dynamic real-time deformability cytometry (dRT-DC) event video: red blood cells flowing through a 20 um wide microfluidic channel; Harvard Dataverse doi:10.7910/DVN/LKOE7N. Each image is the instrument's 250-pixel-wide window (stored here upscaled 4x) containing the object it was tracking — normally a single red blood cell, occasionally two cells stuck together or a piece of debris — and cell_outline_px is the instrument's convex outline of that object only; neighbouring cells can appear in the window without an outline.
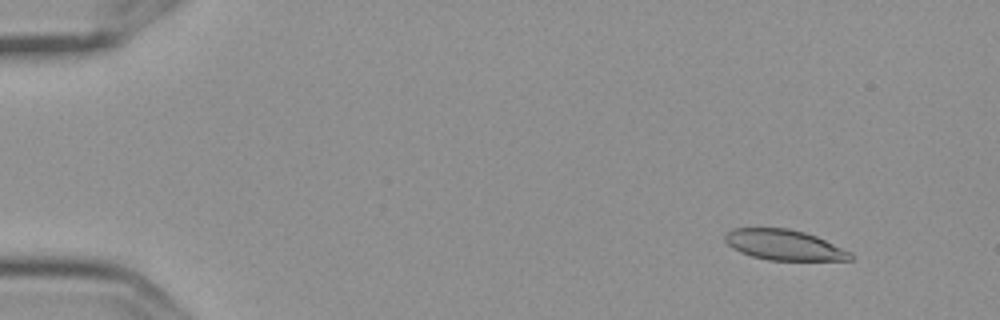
{"species": "Egyptian fruit bat (a non-hibernating species)", "species_latin": "Rousettus aegyptiacus", "temperature_condition": "cold", "stored_images_in_passage": 6, "camera_frame_rate_fps": 3000, "um_per_image_px": 0.085, "frame": {"image": 1, "passage_image": 2, "time_ms": 0.333, "image_size_px": [1000, 320], "cell_outline_px": [[852, 260], [768, 260], [752, 256], [740, 252], [732, 248], [724, 240], [724, 236], [732, 228], [788, 228], [804, 232], [816, 236], [852, 252]], "centroid_in_image_um": [66.64, 20.82], "position_along_channel_um": 18.4, "area_um2": 22.2}}
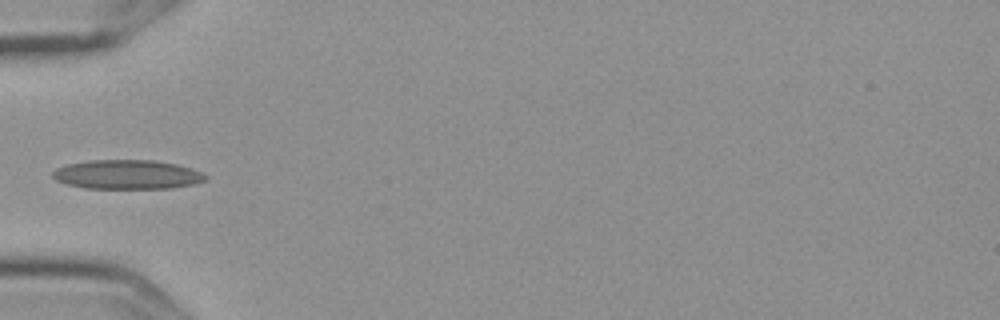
{"frame": {"image": 2, "passage_image": 6, "time_ms": 1.667, "image_size_px": [1000, 320], "cell_outline_px": [[208, 180], [196, 184], [172, 188], [84, 188], [68, 184], [56, 180], [52, 176], [52, 172], [56, 168], [68, 164], [92, 160], [152, 160], [176, 164], [192, 168], [208, 176]], "centroid_in_image_um": [10.85, 14.84], "position_along_channel_um": 74.1, "area_um2": 26.07}}